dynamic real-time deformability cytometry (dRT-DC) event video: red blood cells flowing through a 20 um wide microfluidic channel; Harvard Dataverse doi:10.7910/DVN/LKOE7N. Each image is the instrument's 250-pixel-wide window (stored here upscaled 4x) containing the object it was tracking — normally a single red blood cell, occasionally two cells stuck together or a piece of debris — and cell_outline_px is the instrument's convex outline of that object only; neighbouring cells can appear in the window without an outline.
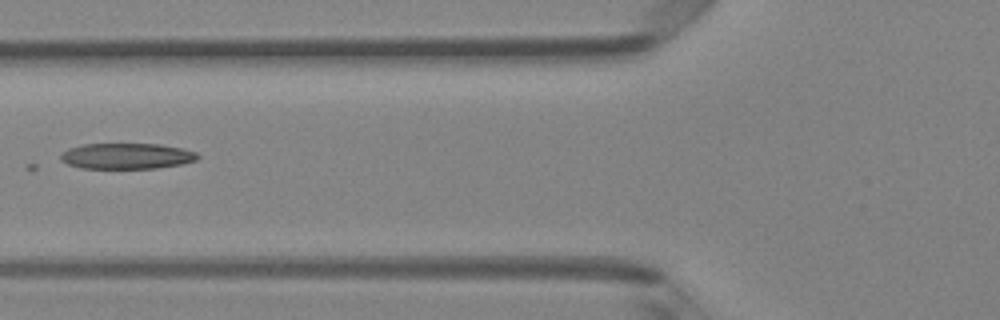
{"species": "Egyptian fruit bat (a non-hibernating species)", "species_latin": "Rousettus aegyptiacus", "temperature_condition": "room temperature", "stored_images_in_passage": 7, "camera_frame_rate_fps": 3000, "um_per_image_px": 0.085, "animal": {"sex": "female"}, "frame": {"image": 1, "passage_image": 6, "time_ms": 1.667, "image_size_px": [1000, 320], "cell_outline_px": [[200, 156], [196, 160], [180, 164], [156, 168], [80, 168], [68, 164], [60, 160], [60, 152], [68, 148], [84, 144], [160, 144], [180, 148], [196, 152]], "centroid_in_image_um": [10.72, 13.26], "position_along_channel_um": 115.1, "area_um2": 20.58}}
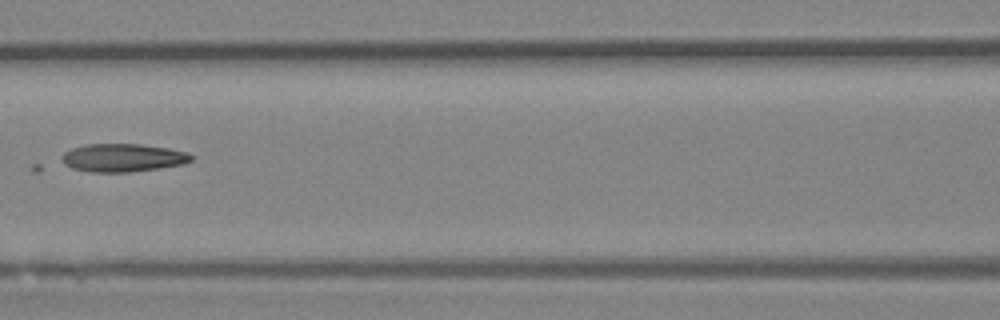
{"frame": {"image": 2, "passage_image": 7, "time_ms": 2.0, "image_size_px": [1000, 320], "cell_outline_px": [[196, 156], [192, 160], [184, 164], [160, 168], [132, 172], [88, 172], [72, 168], [64, 164], [64, 152], [72, 148], [84, 144], [140, 144], [168, 148], [188, 152]], "centroid_in_image_um": [10.5, 13.41], "position_along_channel_um": 156.1, "area_um2": 21.33}}